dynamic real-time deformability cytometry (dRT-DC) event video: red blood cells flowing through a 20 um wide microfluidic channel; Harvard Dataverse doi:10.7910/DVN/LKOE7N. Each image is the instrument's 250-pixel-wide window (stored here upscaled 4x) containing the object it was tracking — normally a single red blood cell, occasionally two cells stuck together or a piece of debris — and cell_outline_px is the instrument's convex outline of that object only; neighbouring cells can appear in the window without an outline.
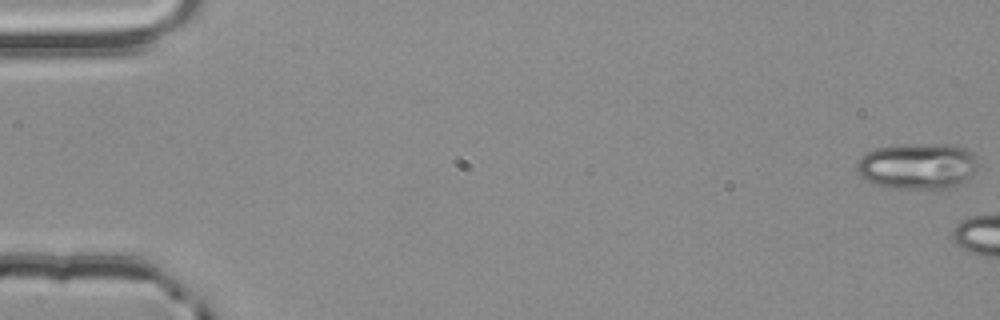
{"species": "common noctule bat (a hibernating species)", "species_latin": "Nyctalus noctula", "temperature_condition": "room temperature", "stored_images_in_passage": 6, "camera_frame_rate_fps": 3000, "um_per_image_px": 0.085, "animal": {"sex": "male", "body_mass_g": 20.4}, "frame": {"image": 1, "passage_image": 1, "time_ms": 0.0, "image_size_px": [1000, 320], "cell_outline_px": [[976, 168], [960, 184], [952, 188], [936, 192], [888, 188], [876, 184], [868, 180], [856, 168], [856, 164], [860, 156], [876, 148], [900, 144], [952, 144], [964, 148], [972, 152], [976, 156]], "centroid_in_image_um": [78.01, 14.15], "position_along_channel_um": 7.0, "area_um2": 33.29}}